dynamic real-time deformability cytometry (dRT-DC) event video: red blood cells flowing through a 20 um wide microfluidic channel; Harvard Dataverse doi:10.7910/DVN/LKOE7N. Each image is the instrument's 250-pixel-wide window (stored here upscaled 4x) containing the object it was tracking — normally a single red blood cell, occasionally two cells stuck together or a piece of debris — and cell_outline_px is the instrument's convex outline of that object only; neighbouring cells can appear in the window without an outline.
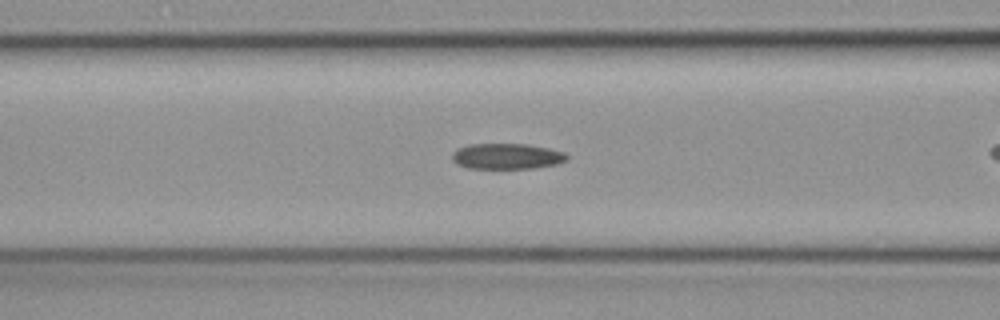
{"species": "common noctule bat (a hibernating species)", "species_latin": "Nyctalus noctula", "temperature_condition": "cold", "stored_images_in_passage": 32, "camera_frame_rate_fps": 3000, "um_per_image_px": 0.085, "animal": {"sex": "female", "body_mass_g": 19.3, "forearm_length_mm": 54.1}, "frame": {"image": 1, "passage_image": 8, "time_ms": 2.333, "image_size_px": [1000, 320], "cell_outline_px": [[568, 160], [556, 164], [536, 168], [468, 168], [456, 164], [452, 160], [452, 152], [456, 148], [468, 144], [528, 144], [548, 148], [564, 152], [568, 156]], "centroid_in_image_um": [43.06, 13.28], "position_along_channel_um": 123.5, "area_um2": 17.34}}
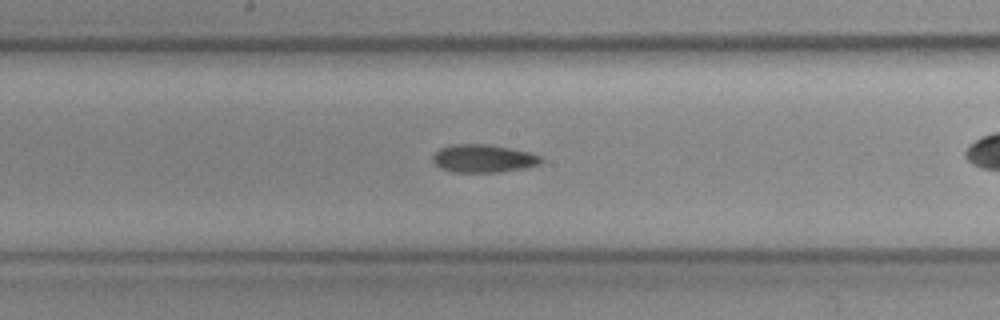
{"frame": {"image": 2, "passage_image": 15, "time_ms": 4.667, "image_size_px": [1000, 320], "cell_outline_px": [[540, 164], [524, 168], [496, 172], [452, 172], [440, 168], [432, 160], [432, 156], [440, 148], [452, 144], [488, 144], [528, 152], [540, 156]], "centroid_in_image_um": [41.03, 13.47], "position_along_channel_um": 207.2, "area_um2": 17.46}}
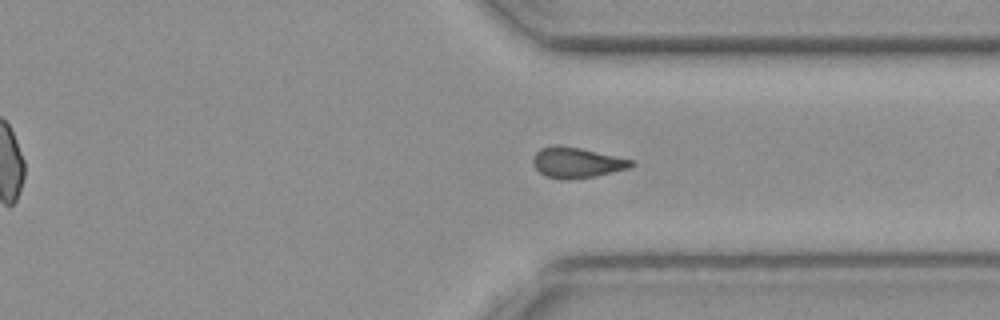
{"frame": {"image": 3, "passage_image": 28, "time_ms": 9.0, "image_size_px": [1000, 320], "cell_outline_px": [[636, 164], [628, 168], [596, 176], [568, 180], [560, 180], [544, 176], [532, 164], [532, 156], [540, 148], [556, 144], [580, 148], [632, 160]], "centroid_in_image_um": [48.96, 13.83], "position_along_channel_um": 362.4, "area_um2": 17.57}, "authors_computed_cell_mechanics": {"area_um2": 17.6579, "velocity_mm_per_s": 3.5795, "shape_relaxation_time_tau1_ms": 9.9582, "shape_relaxation_time_tau2_ms": 3.3167, "deformation_change_tau1": 0.1823, "deformation_change_tau2": 0.095}}